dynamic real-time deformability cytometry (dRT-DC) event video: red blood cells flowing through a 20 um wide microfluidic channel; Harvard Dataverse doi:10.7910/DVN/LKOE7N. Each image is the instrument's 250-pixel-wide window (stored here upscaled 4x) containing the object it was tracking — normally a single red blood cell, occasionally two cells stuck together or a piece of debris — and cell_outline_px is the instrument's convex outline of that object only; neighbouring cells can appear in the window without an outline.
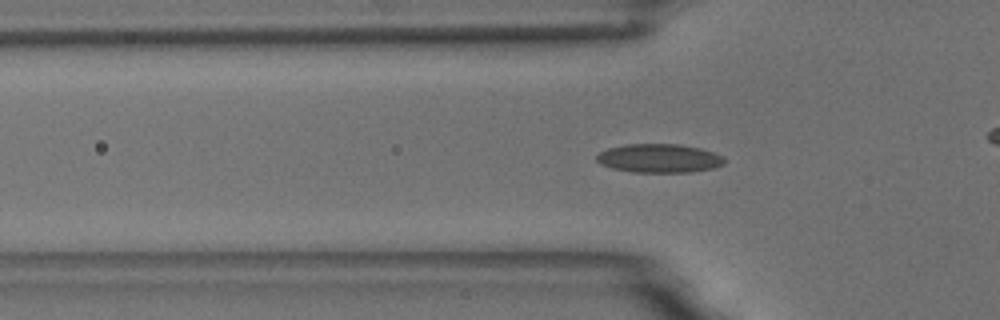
{"species": "common noctule bat (a hibernating species)", "species_latin": "Nyctalus noctula", "temperature_condition": "room temperature", "stored_images_in_passage": 36, "camera_frame_rate_fps": 3000, "um_per_image_px": 0.085, "animal": {"sex": "male", "body_mass_g": 18.8}, "frame": {"image": 1, "passage_image": 5, "time_ms": 1.333, "image_size_px": [1000, 320], "cell_outline_px": [[724, 164], [712, 168], [692, 172], [632, 172], [612, 168], [600, 164], [596, 160], [596, 156], [600, 152], [608, 148], [624, 144], [680, 144], [700, 148], [724, 156]], "centroid_in_image_um": [56.01, 13.45], "position_along_channel_um": 69.8, "area_um2": 21.44}}
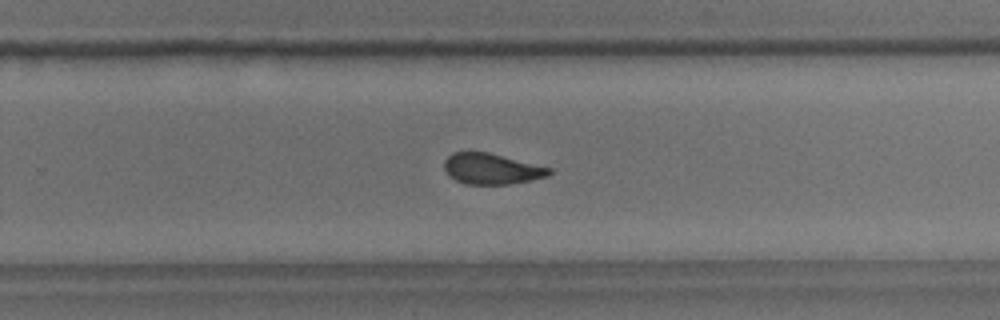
{"frame": {"image": 2, "passage_image": 24, "time_ms": 7.667, "image_size_px": [1000, 320], "cell_outline_px": [[552, 172], [548, 176], [532, 180], [508, 184], [464, 184], [448, 176], [444, 168], [444, 160], [452, 152], [488, 152], [552, 168]], "centroid_in_image_um": [41.77, 14.35], "position_along_channel_um": 288.0, "area_um2": 18.9}}
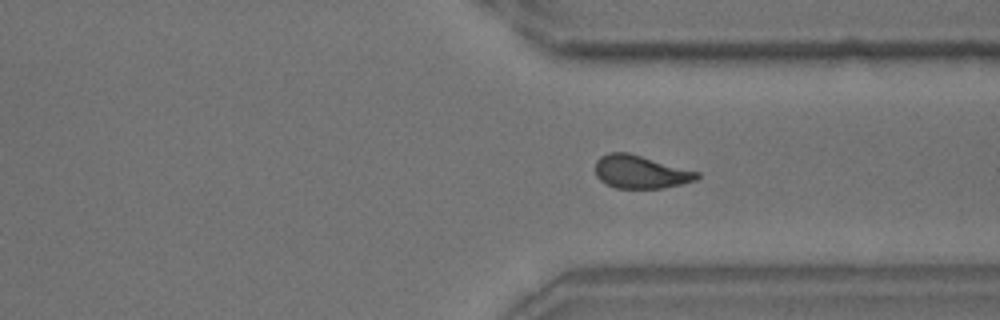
{"frame": {"image": 3, "passage_image": 30, "time_ms": 9.667, "image_size_px": [1000, 320], "cell_outline_px": [[700, 176], [696, 180], [664, 188], [616, 188], [604, 184], [596, 176], [596, 160], [600, 156], [608, 152], [628, 152], [700, 172]], "centroid_in_image_um": [54.43, 14.61], "position_along_channel_um": 357.0, "area_um2": 19.71}}